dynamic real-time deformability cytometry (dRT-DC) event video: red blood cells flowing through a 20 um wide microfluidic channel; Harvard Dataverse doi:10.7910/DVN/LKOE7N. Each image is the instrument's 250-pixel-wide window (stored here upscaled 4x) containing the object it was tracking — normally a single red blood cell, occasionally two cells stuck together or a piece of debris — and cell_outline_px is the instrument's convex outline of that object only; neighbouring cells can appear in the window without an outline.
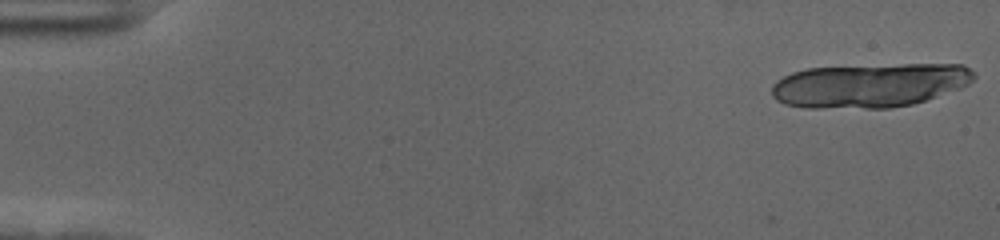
{"species": "human", "species_latin": "Homo sapiens", "temperature_condition": "cold", "stored_images_in_passage": 19, "camera_frame_rate_fps": 3000, "um_per_image_px": 0.085, "donor": {"sex": "female"}, "frame": {"image": 1, "passage_image": 1, "time_ms": 0.0, "image_size_px": [1000, 240], "cell_outline_px": [[976, 76], [968, 84], [960, 88], [912, 104], [892, 108], [808, 108], [784, 104], [776, 100], [772, 96], [772, 84], [776, 80], [792, 72], [808, 68], [900, 64], [964, 64], [976, 72]], "centroid_in_image_um": [73.92, 7.25], "position_along_channel_um": 11.1, "area_um2": 52.25}}